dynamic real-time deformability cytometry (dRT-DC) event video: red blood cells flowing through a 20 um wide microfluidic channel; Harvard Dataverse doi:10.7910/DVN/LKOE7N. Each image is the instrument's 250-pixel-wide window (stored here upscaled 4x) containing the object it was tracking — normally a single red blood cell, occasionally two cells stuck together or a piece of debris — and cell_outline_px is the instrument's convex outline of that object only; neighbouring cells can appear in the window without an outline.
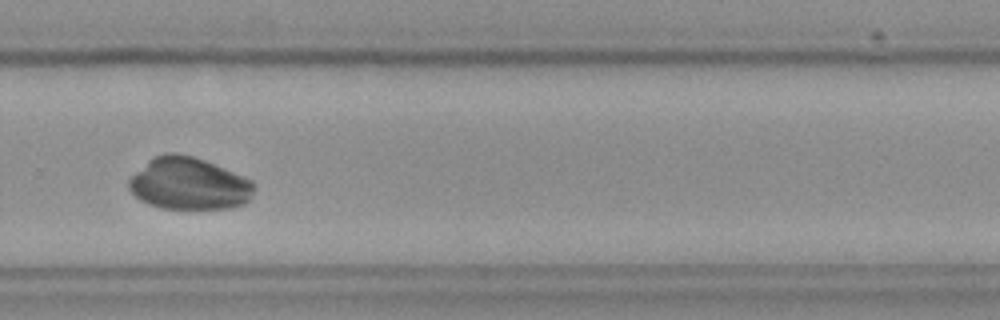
{"species": "Egyptian fruit bat (a non-hibernating species)", "species_latin": "Rousettus aegyptiacus", "temperature_condition": "cold", "stored_images_in_passage": 45, "camera_frame_rate_fps": 3000, "um_per_image_px": 0.085, "frame": {"image": 1, "passage_image": 34, "time_ms": 11.0, "image_size_px": [1000, 320], "cell_outline_px": [[256, 188], [248, 200], [244, 204], [232, 208], [160, 208], [148, 204], [140, 200], [128, 188], [128, 180], [152, 156], [164, 152], [176, 152], [192, 156], [204, 160], [252, 180], [256, 184]], "centroid_in_image_um": [16.05, 15.6], "position_along_channel_um": 313.8, "area_um2": 38.09}}